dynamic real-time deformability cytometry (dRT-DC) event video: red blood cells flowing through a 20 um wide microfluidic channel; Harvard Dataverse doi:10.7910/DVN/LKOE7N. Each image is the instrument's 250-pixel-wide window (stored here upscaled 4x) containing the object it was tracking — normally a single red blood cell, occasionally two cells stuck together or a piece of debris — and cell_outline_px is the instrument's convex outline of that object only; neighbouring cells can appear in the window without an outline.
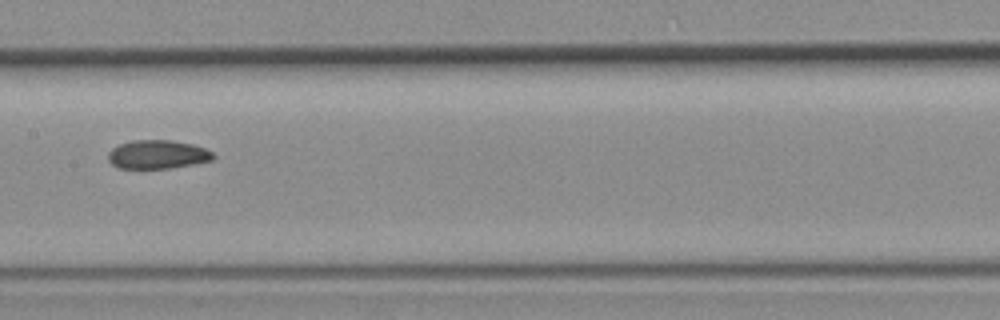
{"species": "common noctule bat (a hibernating species)", "species_latin": "Nyctalus noctula", "temperature_condition": "room temperature", "stored_images_in_passage": 10, "camera_frame_rate_fps": 3000, "um_per_image_px": 0.085, "animal": {"sex": "female", "body_mass_g": 19.3, "forearm_length_mm": 54.1}, "frame": {"image": 1, "passage_image": 9, "time_ms": 10.0, "image_size_px": [1000, 320], "cell_outline_px": [[216, 156], [212, 160], [172, 168], [120, 168], [112, 164], [108, 160], [108, 152], [112, 148], [120, 144], [132, 140], [172, 140], [192, 144], [204, 148], [212, 152]], "centroid_in_image_um": [13.39, 13.12], "position_along_channel_um": 194.0, "area_um2": 17.51}}
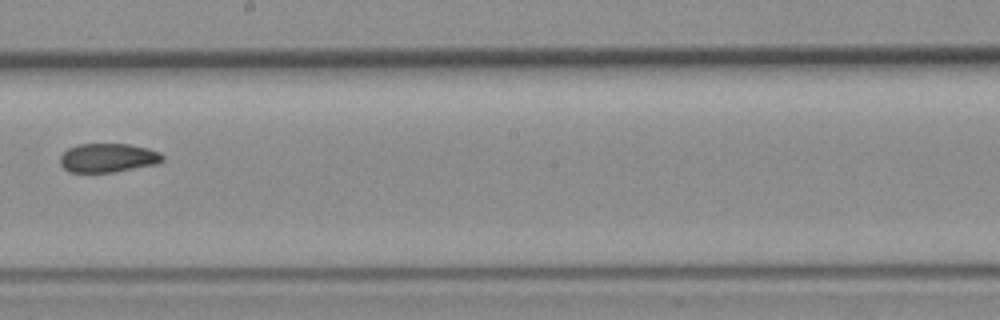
{"frame": {"image": 2, "passage_image": 10, "time_ms": 11.0, "image_size_px": [1000, 320], "cell_outline_px": [[164, 160], [156, 164], [112, 172], [68, 172], [60, 164], [60, 156], [68, 148], [76, 144], [128, 144], [148, 148], [160, 152], [164, 156]], "centroid_in_image_um": [9.17, 13.41], "position_along_channel_um": 239.0, "area_um2": 17.28}}